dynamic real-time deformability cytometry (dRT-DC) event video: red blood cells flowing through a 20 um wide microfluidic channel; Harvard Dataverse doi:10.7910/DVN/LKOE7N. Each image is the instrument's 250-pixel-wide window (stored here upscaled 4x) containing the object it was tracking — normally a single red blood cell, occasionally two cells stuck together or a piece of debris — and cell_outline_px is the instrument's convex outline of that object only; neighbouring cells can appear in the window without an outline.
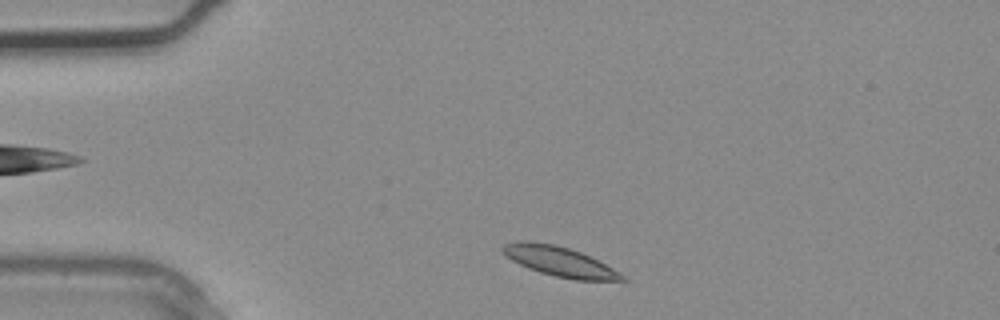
{"species": "common noctule bat (a hibernating species)", "species_latin": "Nyctalus noctula", "temperature_condition": "warm", "stored_images_in_passage": 4, "segment_of_instrument_passage": [2, 2], "camera_frame_rate_fps": 3000, "um_per_image_px": 0.085, "animal": {"sex": "male", "body_mass_g": 20.4}, "frame": {"image": 1, "passage_image": 4, "time_ms": 1.0, "image_size_px": [1000, 320], "cell_outline_px": [[628, 280], [576, 280], [556, 276], [540, 272], [528, 268], [512, 260], [500, 248], [504, 244], [516, 240], [524, 240], [552, 244], [568, 248], [580, 252], [620, 272]], "centroid_in_image_um": [47.53, 22.22], "position_along_channel_um": 37.5, "area_um2": 20.29}}